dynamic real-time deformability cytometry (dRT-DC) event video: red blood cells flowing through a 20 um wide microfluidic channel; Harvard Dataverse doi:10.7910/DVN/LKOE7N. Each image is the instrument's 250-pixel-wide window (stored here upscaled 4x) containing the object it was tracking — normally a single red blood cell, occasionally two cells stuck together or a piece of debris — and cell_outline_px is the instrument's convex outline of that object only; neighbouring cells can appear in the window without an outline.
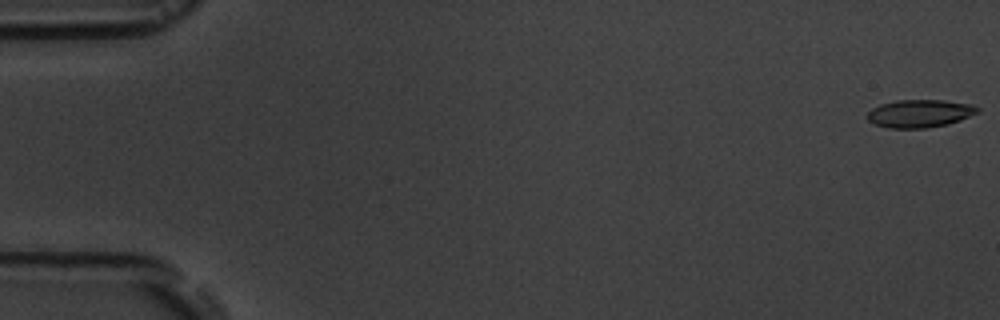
{"species": "common noctule bat (a hibernating species)", "species_latin": "Nyctalus noctula", "temperature_condition": "room temperature", "stored_images_in_passage": 5, "camera_frame_rate_fps": 3000, "um_per_image_px": 0.085, "animal": {"sex": "male", "body_mass_g": 19.5, "forearm_length_mm": 54.6}, "frame": {"image": 1, "passage_image": 1, "time_ms": 0.0, "image_size_px": [1000, 320], "cell_outline_px": [[980, 112], [960, 120], [948, 124], [928, 128], [888, 128], [876, 124], [868, 120], [868, 112], [872, 108], [880, 104], [896, 100], [944, 100], [972, 104], [980, 108]], "centroid_in_image_um": [78.21, 9.64], "position_along_channel_um": 6.8, "area_um2": 17.98}}
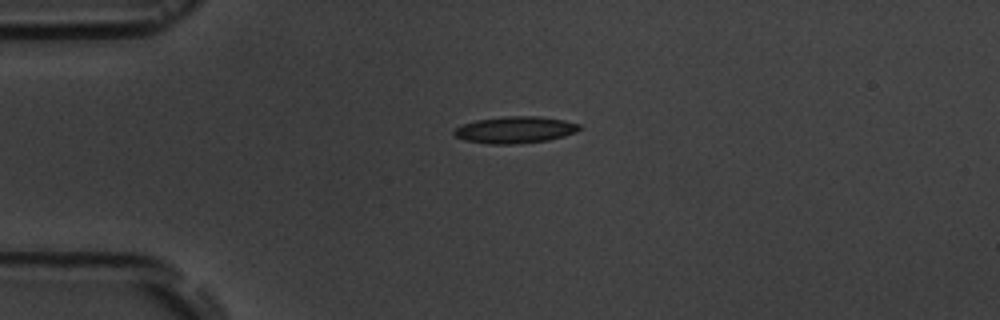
{"frame": {"image": 2, "passage_image": 5, "time_ms": 4.333, "image_size_px": [1000, 320], "cell_outline_px": [[580, 128], [576, 132], [564, 136], [548, 140], [512, 144], [488, 144], [464, 140], [456, 136], [452, 132], [456, 128], [464, 124], [476, 120], [508, 116], [540, 116], [564, 120], [580, 124]], "centroid_in_image_um": [43.79, 11.03], "position_along_channel_um": 41.2, "area_um2": 19.42}}